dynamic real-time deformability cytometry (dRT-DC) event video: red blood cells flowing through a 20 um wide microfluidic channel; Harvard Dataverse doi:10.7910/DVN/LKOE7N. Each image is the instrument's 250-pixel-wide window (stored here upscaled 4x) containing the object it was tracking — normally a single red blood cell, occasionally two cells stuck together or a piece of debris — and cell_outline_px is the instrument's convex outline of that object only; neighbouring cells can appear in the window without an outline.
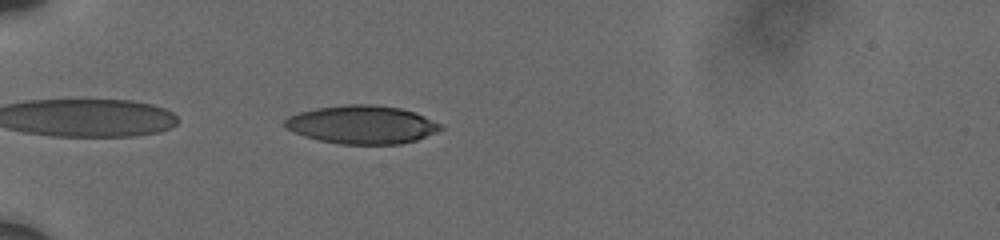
{"species": "human", "species_latin": "Homo sapiens", "temperature_condition": "cold", "stored_images_in_passage": 32, "camera_frame_rate_fps": 3000, "um_per_image_px": 0.085, "donor": {"sex": "male"}, "frame": {"image": 1, "passage_image": 2, "time_ms": 0.333, "image_size_px": [1000, 240], "cell_outline_px": [[444, 128], [436, 132], [416, 140], [400, 144], [340, 144], [320, 140], [304, 136], [284, 128], [284, 120], [288, 116], [300, 112], [316, 108], [344, 104], [372, 104], [400, 108], [416, 112], [444, 124]], "centroid_in_image_um": [30.79, 10.58], "position_along_channel_um": 54.2, "area_um2": 35.03}}
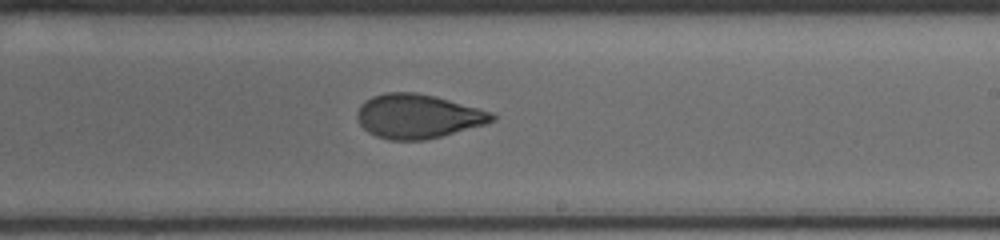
{"frame": {"image": 2, "passage_image": 16, "time_ms": 6.333, "image_size_px": [1000, 240], "cell_outline_px": [[496, 120], [484, 124], [440, 136], [424, 140], [388, 140], [376, 136], [368, 132], [360, 124], [356, 116], [356, 112], [360, 104], [372, 96], [384, 92], [416, 92], [436, 96], [492, 112], [496, 116]], "centroid_in_image_um": [35.48, 9.87], "position_along_channel_um": 253.5, "area_um2": 34.68}}
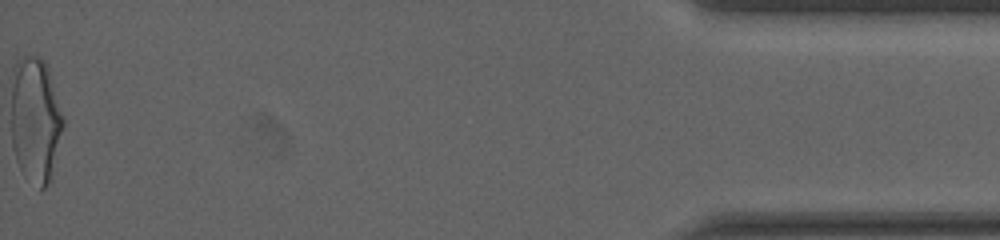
{"frame": {"image": 3, "passage_image": 32, "time_ms": 13.333, "image_size_px": [1000, 240], "cell_outline_px": [[64, 124], [52, 180], [44, 188], [40, 188], [20, 168], [16, 160], [12, 148], [12, 72], [16, 60], [24, 56], [40, 56], [44, 60], [48, 68], [64, 116]], "centroid_in_image_um": [3.03, 10.16], "position_along_channel_um": 432.2, "area_um2": 38.26}, "authors_computed_cell_mechanics": {"area_um2": 35.0268, "velocity_mm_per_s": 3.7135, "shape_relaxation_time_tau1_ms": 6.5288, "shape_relaxation_time_tau2_ms": 1.4311, "deformation_change_tau1": 0.1793, "deformation_change_tau2": 0.0722}}